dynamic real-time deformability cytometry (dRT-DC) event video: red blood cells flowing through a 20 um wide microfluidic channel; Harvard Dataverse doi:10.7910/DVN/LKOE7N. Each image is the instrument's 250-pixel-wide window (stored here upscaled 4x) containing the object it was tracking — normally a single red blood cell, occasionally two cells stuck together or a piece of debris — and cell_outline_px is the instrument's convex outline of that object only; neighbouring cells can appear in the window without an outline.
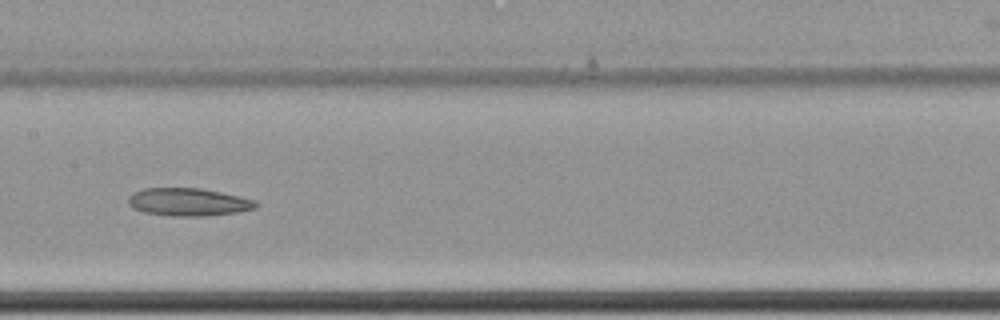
{"species": "common noctule bat (a hibernating species)", "species_latin": "Nyctalus noctula", "temperature_condition": "cold", "stored_images_in_passage": 17, "camera_frame_rate_fps": 3000, "um_per_image_px": 0.085, "animal": {"sex": "female", "body_mass_g": 22.7, "forearm_length_mm": 54.2}, "frame": {"image": 1, "passage_image": 10, "time_ms": 3.0, "image_size_px": [1000, 320], "cell_outline_px": [[260, 204], [256, 208], [236, 212], [204, 216], [172, 216], [144, 212], [132, 208], [128, 204], [128, 196], [132, 192], [144, 188], [200, 188], [220, 192], [252, 200]], "centroid_in_image_um": [15.94, 17.17], "position_along_channel_um": 191.5, "area_um2": 20.58}}
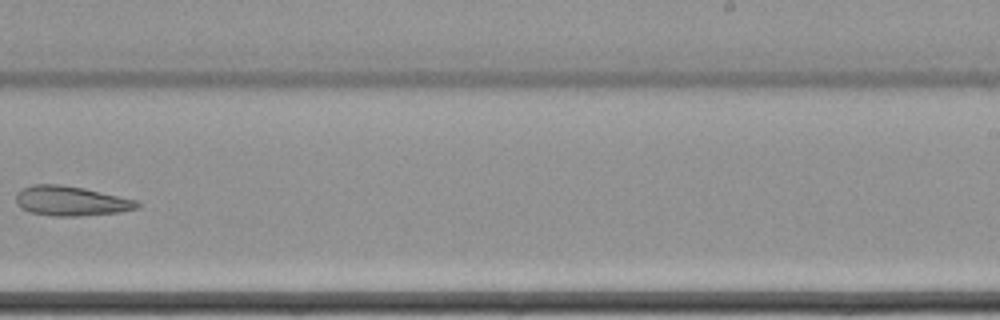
{"frame": {"image": 2, "passage_image": 12, "time_ms": 3.667, "image_size_px": [1000, 320], "cell_outline_px": [[140, 204], [136, 208], [120, 212], [80, 216], [52, 216], [28, 212], [20, 208], [16, 204], [16, 192], [32, 184], [60, 184], [84, 188], [136, 200]], "centroid_in_image_um": [5.97, 17.08], "position_along_channel_um": 283.0, "area_um2": 21.04}}
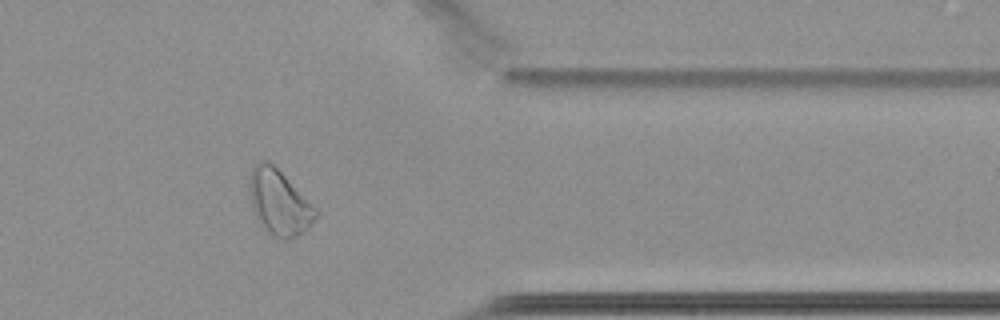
{"frame": {"image": 3, "passage_image": 15, "time_ms": 4.667, "image_size_px": [1000, 320], "cell_outline_px": [[320, 212], [308, 228], [304, 232], [288, 240], [284, 240], [272, 236], [264, 228], [252, 208], [248, 180], [252, 164], [260, 160], [268, 160]], "centroid_in_image_um": [23.71, 17.2], "position_along_channel_um": 387.7, "area_um2": 25.03}}